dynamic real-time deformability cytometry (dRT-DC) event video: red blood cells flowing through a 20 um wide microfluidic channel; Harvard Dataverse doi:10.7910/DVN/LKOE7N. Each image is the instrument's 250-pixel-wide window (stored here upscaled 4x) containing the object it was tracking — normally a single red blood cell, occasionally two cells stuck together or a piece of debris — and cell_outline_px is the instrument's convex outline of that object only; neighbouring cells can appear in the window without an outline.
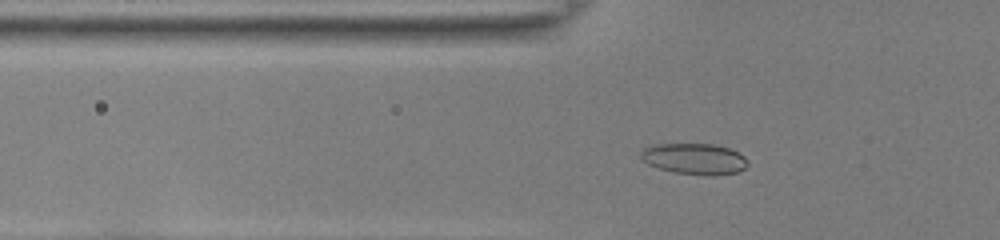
{"species": "common noctule bat (a hibernating species)", "species_latin": "Nyctalus noctula", "temperature_condition": "room temperature", "stored_images_in_passage": 44, "camera_frame_rate_fps": 3000, "um_per_image_px": 0.085, "animal": {"sex": "female", "body_mass_g": 22.0, "forearm_length_mm": 56.7}, "frame": {"image": 1, "passage_image": 10, "time_ms": 3.0, "image_size_px": [1000, 240], "cell_outline_px": [[748, 164], [744, 168], [736, 172], [672, 172], [648, 164], [640, 160], [640, 152], [644, 148], [652, 144], [716, 144], [728, 148], [744, 156], [748, 160]], "centroid_in_image_um": [58.94, 13.43], "position_along_channel_um": 66.9, "area_um2": 18.5}}
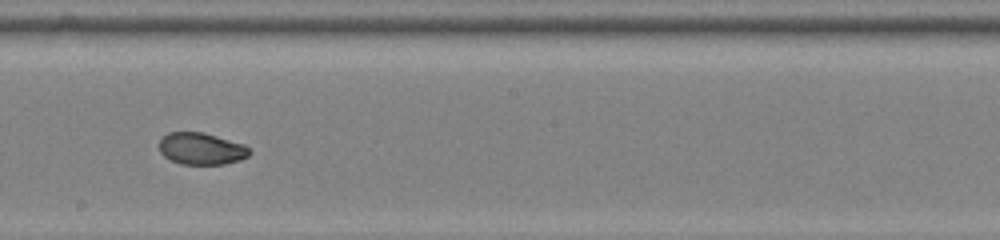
{"frame": {"image": 2, "passage_image": 23, "time_ms": 7.333, "image_size_px": [1000, 240], "cell_outline_px": [[252, 152], [248, 156], [240, 160], [224, 164], [180, 164], [168, 160], [160, 152], [160, 140], [168, 132], [204, 132], [244, 144]], "centroid_in_image_um": [17.11, 12.64], "position_along_channel_um": 231.1, "area_um2": 16.88}}
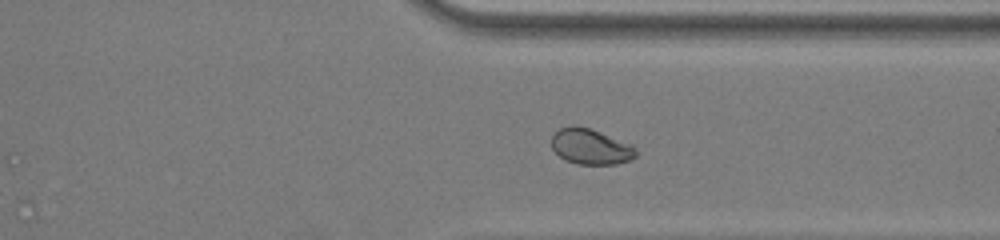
{"frame": {"image": 3, "passage_image": 33, "time_ms": 10.667, "image_size_px": [1000, 240], "cell_outline_px": [[636, 156], [628, 160], [616, 164], [576, 164], [564, 160], [552, 148], [552, 136], [560, 128], [588, 128], [632, 144], [636, 148]], "centroid_in_image_um": [50.23, 12.5], "position_along_channel_um": 361.2, "area_um2": 16.99}, "authors_computed_cell_mechanics": {"area_um2": 18.2359, "velocity_mm_per_s": 3.8776, "shape_relaxation_time_tau1_ms": 7.4512, "shape_relaxation_time_tau2_ms": 0.9023, "deformation_change_tau1": 0.1846, "deformation_change_tau2": 0.0296}}